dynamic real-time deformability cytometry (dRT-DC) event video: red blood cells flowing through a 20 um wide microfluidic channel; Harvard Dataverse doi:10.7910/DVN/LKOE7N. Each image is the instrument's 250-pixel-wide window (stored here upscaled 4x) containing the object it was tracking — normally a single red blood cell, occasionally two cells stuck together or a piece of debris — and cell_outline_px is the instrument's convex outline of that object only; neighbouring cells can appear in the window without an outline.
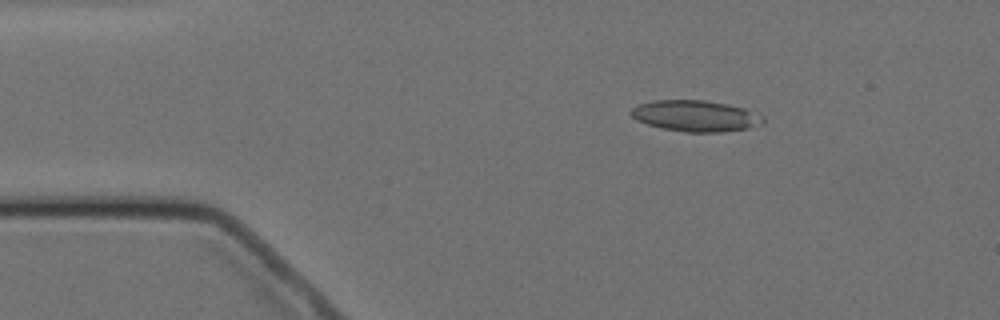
{"species": "Egyptian fruit bat (a non-hibernating species)", "species_latin": "Rousettus aegyptiacus", "temperature_condition": "cold", "stored_images_in_passage": 5, "camera_frame_rate_fps": 3000, "um_per_image_px": 0.085, "animal": {"sex": "female"}, "frame": {"image": 1, "passage_image": 3, "time_ms": 2.333, "image_size_px": [1000, 320], "cell_outline_px": [[764, 124], [744, 128], [720, 132], [684, 132], [664, 128], [648, 124], [636, 120], [632, 116], [632, 108], [640, 104], [652, 100], [704, 100], [728, 104], [744, 108], [764, 116]], "centroid_in_image_um": [59.14, 9.84], "position_along_channel_um": 25.9, "area_um2": 23.76}}